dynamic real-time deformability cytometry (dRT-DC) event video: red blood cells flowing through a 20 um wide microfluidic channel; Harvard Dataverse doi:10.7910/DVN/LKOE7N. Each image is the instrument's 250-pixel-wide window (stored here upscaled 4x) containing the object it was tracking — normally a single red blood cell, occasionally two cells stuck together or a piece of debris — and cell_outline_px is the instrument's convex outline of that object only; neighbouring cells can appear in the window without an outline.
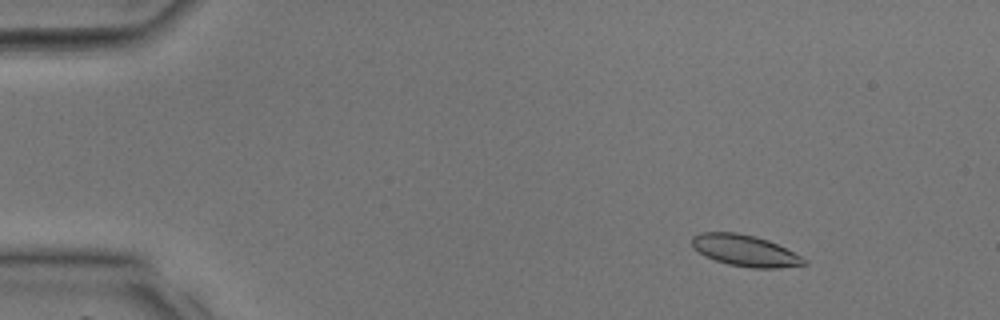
{"species": "common noctule bat (a hibernating species)", "species_latin": "Nyctalus noctula", "temperature_condition": "room temperature", "stored_images_in_passage": 39, "camera_frame_rate_fps": 3000, "um_per_image_px": 0.085, "animal": {"sex": "male", "body_mass_g": 17.9, "forearm_length_mm": 54.2}, "frame": {"image": 1, "passage_image": 6, "time_ms": 1.667, "image_size_px": [1000, 320], "cell_outline_px": [[808, 264], [780, 268], [752, 268], [728, 264], [704, 256], [692, 248], [692, 236], [700, 232], [736, 232], [756, 236], [768, 240], [808, 260]], "centroid_in_image_um": [63.3, 21.3], "position_along_channel_um": 21.7, "area_um2": 20.52}}
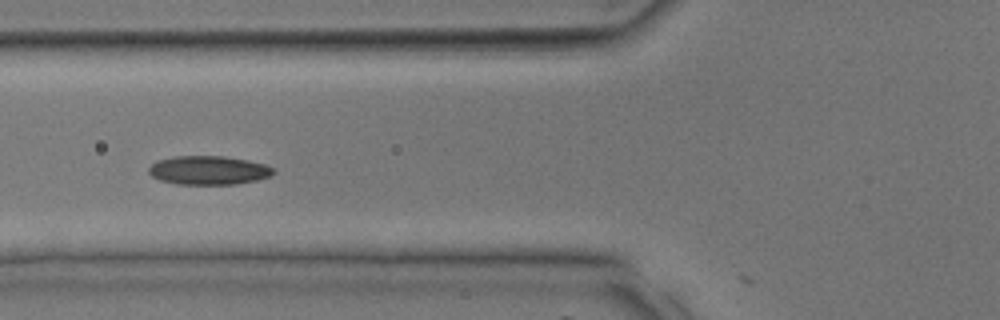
{"frame": {"image": 2, "passage_image": 16, "time_ms": 5.0, "image_size_px": [1000, 320], "cell_outline_px": [[276, 172], [268, 176], [256, 180], [236, 184], [176, 184], [160, 180], [152, 176], [148, 172], [148, 168], [156, 160], [172, 156], [224, 156], [248, 160], [264, 164], [276, 168]], "centroid_in_image_um": [17.72, 14.46], "position_along_channel_um": 108.1, "area_um2": 21.04}}
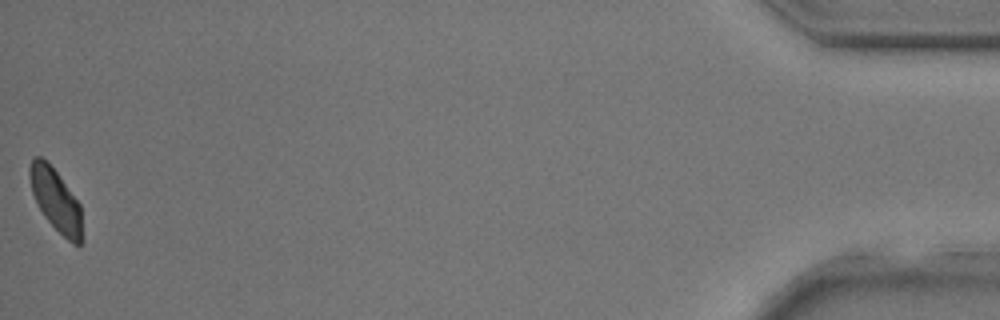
{"frame": {"image": 3, "passage_image": 39, "time_ms": 12.667, "image_size_px": [1000, 320], "cell_outline_px": [[84, 240], [80, 244], [72, 244], [44, 216], [32, 192], [28, 176], [28, 168], [32, 160], [36, 156], [40, 156], [56, 172], [80, 204]], "centroid_in_image_um": [4.76, 17.04], "position_along_channel_um": 430.4, "area_um2": 18.84}}